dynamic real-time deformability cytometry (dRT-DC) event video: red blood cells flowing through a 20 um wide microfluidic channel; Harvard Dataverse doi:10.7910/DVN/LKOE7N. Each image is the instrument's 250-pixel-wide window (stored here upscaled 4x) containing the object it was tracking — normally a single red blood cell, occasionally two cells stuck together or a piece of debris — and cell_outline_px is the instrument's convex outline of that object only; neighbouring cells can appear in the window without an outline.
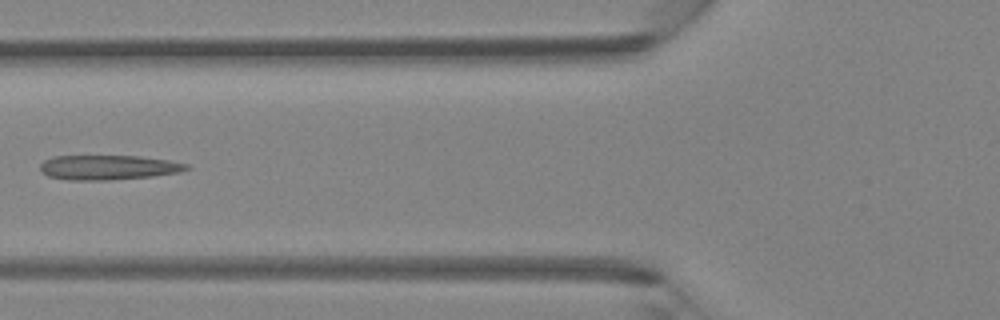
{"species": "Egyptian fruit bat (a non-hibernating species)", "species_latin": "Rousettus aegyptiacus", "temperature_condition": "room temperature", "stored_images_in_passage": 5, "camera_frame_rate_fps": 3000, "um_per_image_px": 0.085, "animal": {"sex": "female"}, "frame": {"image": 1, "passage_image": 5, "time_ms": 1.333, "image_size_px": [1000, 320], "cell_outline_px": [[192, 168], [180, 172], [152, 176], [108, 180], [68, 180], [48, 176], [40, 172], [40, 164], [44, 160], [52, 156], [140, 156], [168, 160], [188, 164]], "centroid_in_image_um": [9.19, 14.23], "position_along_channel_um": 116.6, "area_um2": 21.15}}